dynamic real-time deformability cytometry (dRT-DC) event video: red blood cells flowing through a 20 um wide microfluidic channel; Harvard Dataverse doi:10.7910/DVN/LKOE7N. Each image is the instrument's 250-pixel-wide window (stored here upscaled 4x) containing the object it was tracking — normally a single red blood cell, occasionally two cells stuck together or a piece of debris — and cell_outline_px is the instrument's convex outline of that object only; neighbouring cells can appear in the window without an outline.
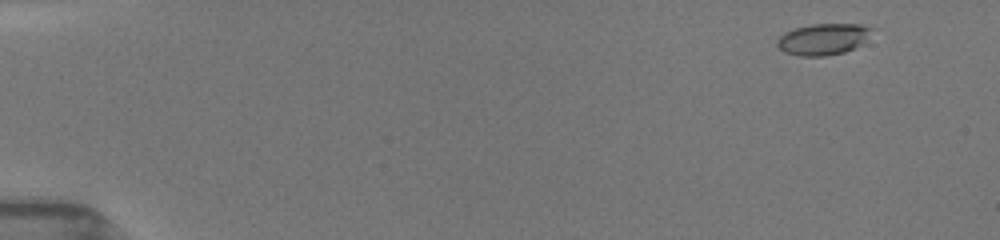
{"species": "common noctule bat (a hibernating species)", "species_latin": "Nyctalus noctula", "temperature_condition": "room temperature", "stored_images_in_passage": 52, "camera_frame_rate_fps": 3000, "um_per_image_px": 0.085, "animal": {"sex": "female", "body_mass_g": 19.5, "forearm_length_mm": 54.1}, "frame": {"image": 1, "passage_image": 4, "time_ms": 1.0, "image_size_px": [1000, 240], "cell_outline_px": [[872, 28], [864, 40], [860, 44], [844, 52], [824, 56], [800, 56], [784, 52], [776, 44], [776, 40], [784, 32], [796, 28], [812, 24], [860, 24]], "centroid_in_image_um": [69.9, 3.33], "position_along_channel_um": 15.1, "area_um2": 16.99}}
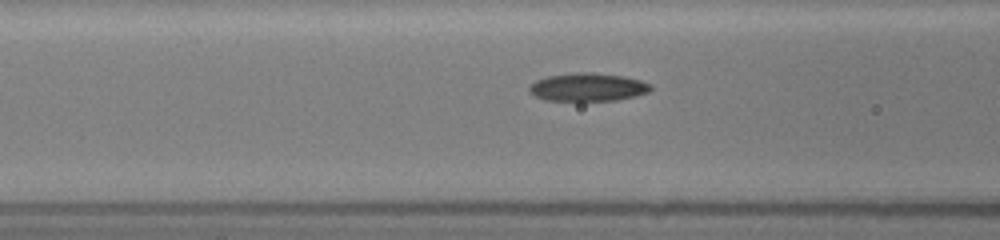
{"frame": {"image": 2, "passage_image": 22, "time_ms": 7.0, "image_size_px": [1000, 240], "cell_outline_px": [[652, 88], [648, 92], [636, 96], [616, 100], [544, 100], [528, 92], [528, 88], [536, 80], [548, 76], [576, 72], [588, 72], [624, 76], [640, 80], [652, 84]], "centroid_in_image_um": [49.97, 7.4], "position_along_channel_um": 116.6, "area_um2": 19.83}}
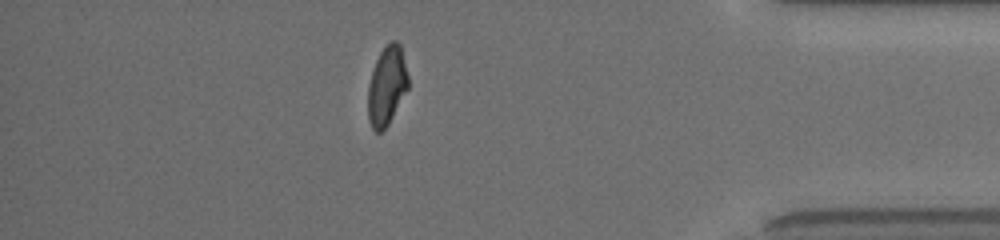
{"frame": {"image": 3, "passage_image": 46, "time_ms": 15.0, "image_size_px": [1000, 240], "cell_outline_px": [[408, 88], [388, 124], [380, 132], [376, 132], [372, 128], [368, 120], [368, 84], [376, 60], [380, 52], [392, 40], [396, 40], [400, 44], [408, 76]], "centroid_in_image_um": [32.87, 7.29], "position_along_channel_um": 402.3, "area_um2": 18.26}, "authors_computed_cell_mechanics": {"area_um2": 18.9295, "velocity_mm_per_s": 3.9653, "shape_relaxation_time_tau1_ms": 9.3884, "shape_relaxation_time_tau2_ms": 2.1078, "deformation_change_tau1": 0.233, "deformation_change_tau2": 0.0802}}